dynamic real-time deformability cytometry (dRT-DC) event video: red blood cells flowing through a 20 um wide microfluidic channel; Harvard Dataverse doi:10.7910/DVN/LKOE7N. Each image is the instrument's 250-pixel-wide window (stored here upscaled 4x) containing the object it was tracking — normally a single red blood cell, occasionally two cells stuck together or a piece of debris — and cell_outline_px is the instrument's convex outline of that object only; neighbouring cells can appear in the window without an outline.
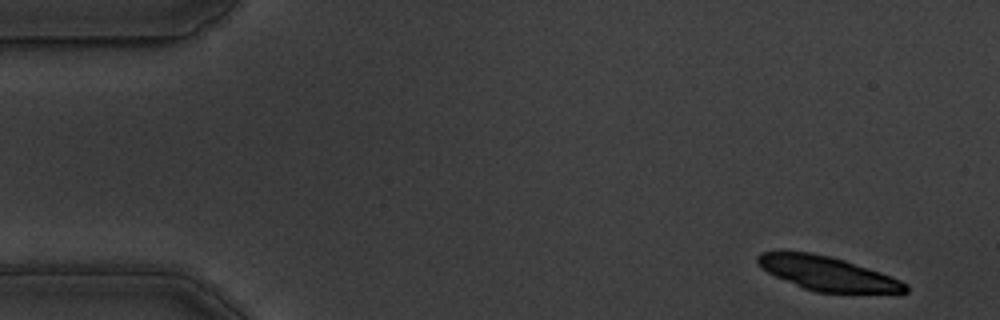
{"species": "common noctule bat (a hibernating species)", "species_latin": "Nyctalus noctula", "temperature_condition": "warm", "stored_images_in_passage": 40, "camera_frame_rate_fps": 3000, "um_per_image_px": 0.085, "animal": {"sex": "male", "body_mass_g": 19.5, "forearm_length_mm": 54.6}, "frame": {"image": 1, "passage_image": 1, "time_ms": 0.0, "image_size_px": [1000, 320], "cell_outline_px": [[908, 292], [816, 292], [804, 288], [776, 276], [768, 272], [756, 264], [756, 256], [760, 252], [780, 248], [808, 252], [832, 256], [880, 272], [900, 280], [908, 284]], "centroid_in_image_um": [70.22, 23.19], "position_along_channel_um": 14.8, "area_um2": 29.54}}
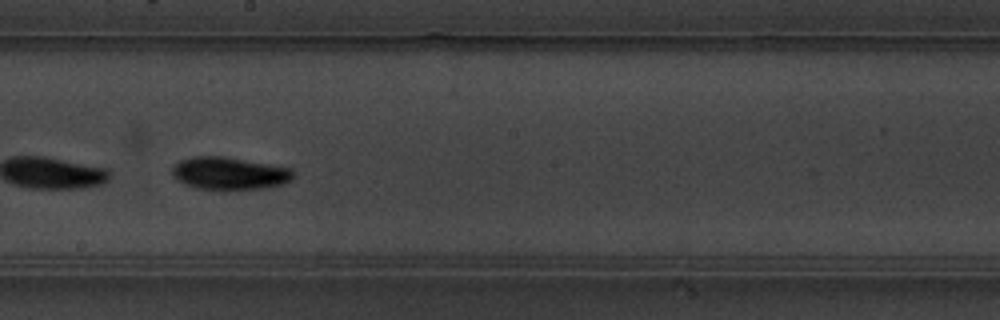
{"frame": {"image": 2, "passage_image": 29, "time_ms": 9.333, "image_size_px": [1000, 320], "cell_outline_px": [[292, 180], [284, 184], [264, 188], [224, 192], [196, 188], [184, 184], [172, 172], [172, 168], [180, 160], [196, 156], [224, 156], [292, 168]], "centroid_in_image_um": [19.52, 14.77], "position_along_channel_um": 228.7, "area_um2": 23.41}}